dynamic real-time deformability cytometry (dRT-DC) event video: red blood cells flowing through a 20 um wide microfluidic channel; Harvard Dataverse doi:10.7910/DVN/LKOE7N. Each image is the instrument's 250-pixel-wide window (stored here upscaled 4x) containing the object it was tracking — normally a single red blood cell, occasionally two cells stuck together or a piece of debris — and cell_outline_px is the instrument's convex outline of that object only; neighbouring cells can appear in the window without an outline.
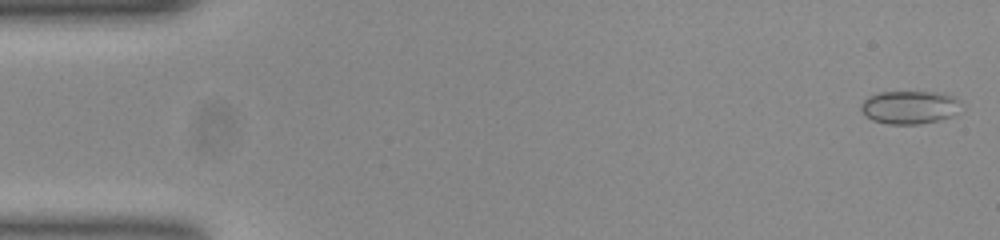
{"species": "common noctule bat (a hibernating species)", "species_latin": "Nyctalus noctula", "temperature_condition": "room temperature", "stored_images_in_passage": 52, "camera_frame_rate_fps": 3000, "um_per_image_px": 0.085, "animal": {"sex": "female", "body_mass_g": 23.0, "forearm_length_mm": 53.4}, "frame": {"image": 1, "passage_image": 1, "time_ms": 0.0, "image_size_px": [1000, 240], "cell_outline_px": [[964, 104], [952, 116], [940, 120], [920, 124], [888, 124], [872, 120], [860, 108], [860, 104], [868, 96], [880, 92], [944, 92], [960, 100]], "centroid_in_image_um": [77.36, 9.11], "position_along_channel_um": 7.6, "area_um2": 19.54}}
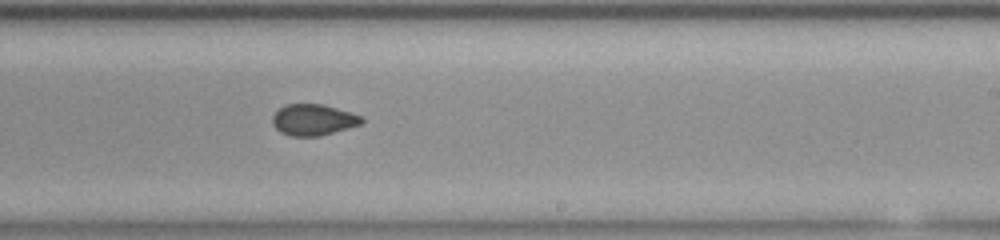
{"frame": {"image": 2, "passage_image": 31, "time_ms": 10.0, "image_size_px": [1000, 240], "cell_outline_px": [[364, 120], [360, 124], [348, 128], [320, 136], [288, 136], [280, 132], [272, 124], [272, 116], [280, 108], [288, 104], [324, 104], [352, 112], [364, 116]], "centroid_in_image_um": [26.65, 10.18], "position_along_channel_um": 262.4, "area_um2": 16.36}}
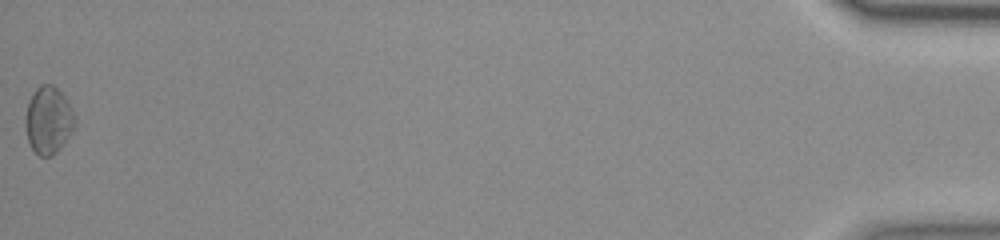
{"frame": {"image": 3, "passage_image": 52, "time_ms": 17.0, "image_size_px": [1000, 240], "cell_outline_px": [[76, 124], [72, 132], [60, 148], [52, 156], [40, 156], [32, 148], [28, 140], [24, 124], [24, 116], [28, 100], [36, 88], [40, 84], [52, 84], [64, 96], [72, 108], [76, 120]], "centroid_in_image_um": [4.1, 10.2], "position_along_channel_um": 431.1, "area_um2": 19.59}, "authors_computed_cell_mechanics": {"area_um2": 16.8487, "velocity_mm_per_s": 3.8893, "shape_relaxation_time_tau1_ms": 9.8225, "shape_relaxation_time_tau2_ms": 1.2844, "deformation_change_tau1": 0.1169, "deformation_change_tau2": 0.0494}}